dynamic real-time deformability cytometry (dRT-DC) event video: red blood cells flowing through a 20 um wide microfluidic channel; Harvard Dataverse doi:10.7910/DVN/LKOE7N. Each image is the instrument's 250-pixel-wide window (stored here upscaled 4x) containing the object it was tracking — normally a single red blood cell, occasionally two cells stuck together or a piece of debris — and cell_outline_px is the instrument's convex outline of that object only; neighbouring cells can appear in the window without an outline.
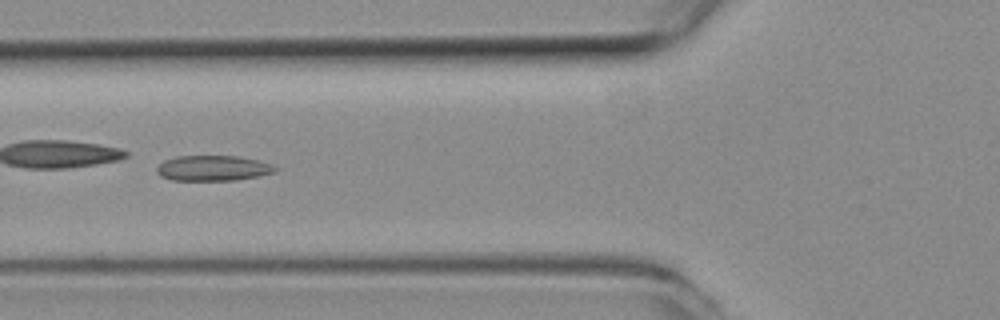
{"species": "common noctule bat (a hibernating species)", "species_latin": "Nyctalus noctula", "temperature_condition": "room temperature", "stored_images_in_passage": 49, "camera_frame_rate_fps": 3000, "um_per_image_px": 0.085, "animal": {"sex": "female", "body_mass_g": 19.3, "forearm_length_mm": 54.1}, "frame": {"image": 1, "passage_image": 17, "time_ms": 5.333, "image_size_px": [1000, 320], "cell_outline_px": [[280, 168], [276, 172], [260, 176], [236, 180], [172, 180], [160, 176], [156, 172], [156, 168], [164, 160], [176, 156], [236, 156], [256, 160], [272, 164]], "centroid_in_image_um": [18.12, 14.3], "position_along_channel_um": 107.7, "area_um2": 17.63}}
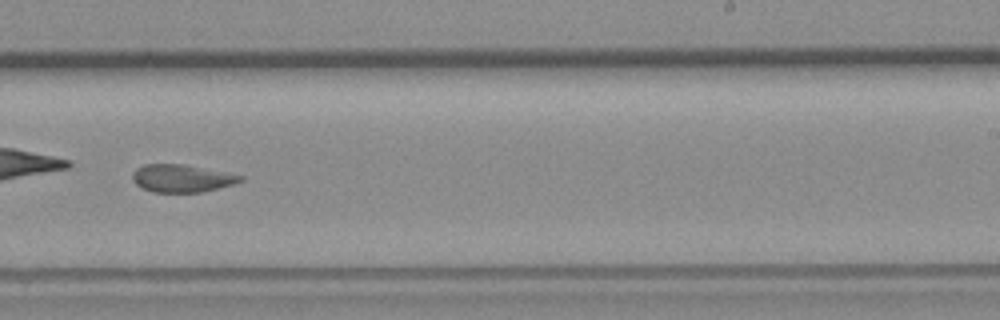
{"frame": {"image": 2, "passage_image": 30, "time_ms": 9.667, "image_size_px": [1000, 320], "cell_outline_px": [[244, 180], [232, 184], [204, 192], [152, 192], [136, 184], [132, 180], [132, 172], [136, 168], [144, 164], [184, 164], [244, 176]], "centroid_in_image_um": [15.43, 15.15], "position_along_channel_um": 273.6, "area_um2": 17.34}}
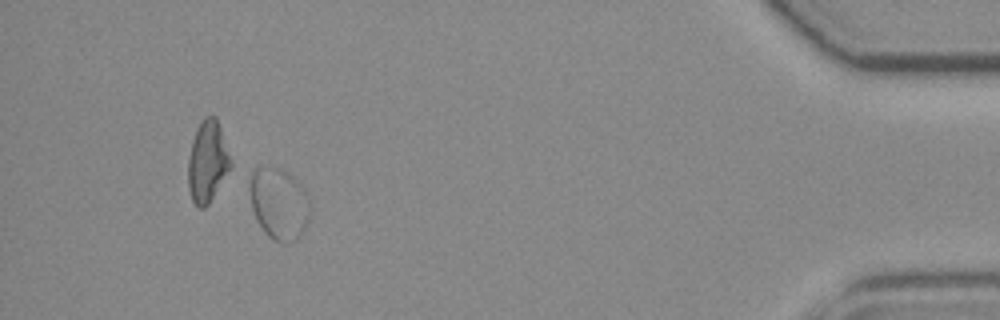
{"frame": {"image": 3, "passage_image": 46, "time_ms": 15.0, "image_size_px": [1000, 320], "cell_outline_px": [[312, 208], [308, 220], [304, 228], [292, 240], [284, 244], [268, 236], [264, 232], [256, 220], [252, 208], [252, 172], [256, 168], [276, 168], [288, 172], [304, 188], [308, 196]], "centroid_in_image_um": [23.75, 17.32], "position_along_channel_um": 411.4, "area_um2": 24.57}, "authors_computed_cell_mechanics": {"area_um2": 18.2648, "velocity_mm_per_s": 3.8335, "shape_relaxation_time_tau1_ms": null, "shape_relaxation_time_tau2_ms": 1.8473, "deformation_change_tau1": null, "deformation_change_tau2": 0.0653}}